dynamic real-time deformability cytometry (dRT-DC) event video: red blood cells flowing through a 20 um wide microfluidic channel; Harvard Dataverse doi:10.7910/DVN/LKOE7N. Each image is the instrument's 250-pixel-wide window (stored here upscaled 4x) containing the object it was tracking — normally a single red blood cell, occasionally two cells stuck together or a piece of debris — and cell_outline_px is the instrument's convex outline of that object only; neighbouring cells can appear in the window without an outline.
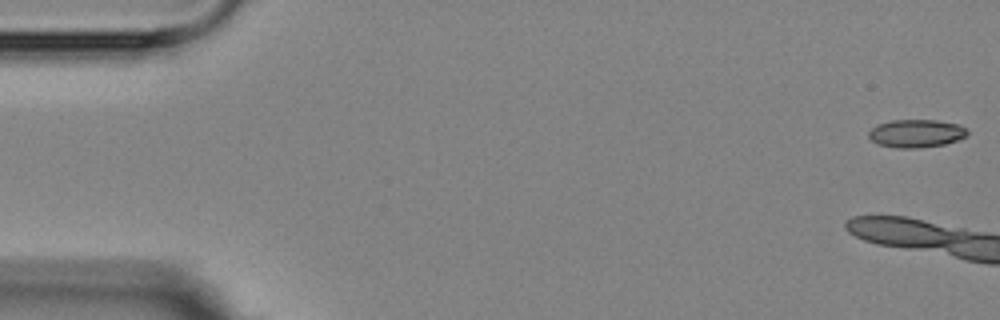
{"species": "Egyptian fruit bat (a non-hibernating species)", "species_latin": "Rousettus aegyptiacus", "temperature_condition": "room temperature", "stored_images_in_passage": 7, "segment_of_instrument_passage": [1, 2], "camera_frame_rate_fps": 3000, "um_per_image_px": 0.085, "animal": {"sex": "female"}, "frame": {"image": 1, "passage_image": 1, "time_ms": 0.0, "image_size_px": [1000, 320], "cell_outline_px": [[968, 136], [960, 140], [944, 144], [920, 148], [896, 148], [876, 144], [868, 136], [868, 132], [876, 124], [892, 120], [936, 120], [960, 124], [968, 132]], "centroid_in_image_um": [77.88, 11.34], "position_along_channel_um": 7.1, "area_um2": 16.36}}
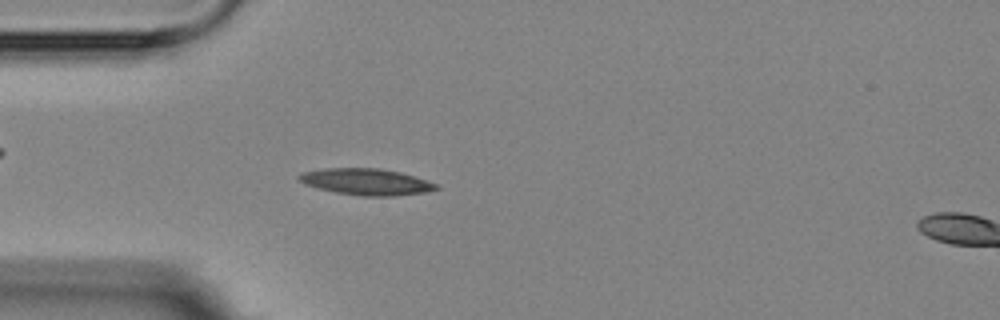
{"frame": {"image": 2, "passage_image": 6, "time_ms": 6.0, "image_size_px": [1000, 320], "cell_outline_px": [[440, 188], [424, 192], [392, 196], [360, 196], [336, 192], [316, 188], [304, 184], [296, 180], [296, 176], [300, 172], [324, 168], [380, 168], [400, 172], [440, 184]], "centroid_in_image_um": [31.08, 15.44], "position_along_channel_um": 53.9, "area_um2": 21.39}}